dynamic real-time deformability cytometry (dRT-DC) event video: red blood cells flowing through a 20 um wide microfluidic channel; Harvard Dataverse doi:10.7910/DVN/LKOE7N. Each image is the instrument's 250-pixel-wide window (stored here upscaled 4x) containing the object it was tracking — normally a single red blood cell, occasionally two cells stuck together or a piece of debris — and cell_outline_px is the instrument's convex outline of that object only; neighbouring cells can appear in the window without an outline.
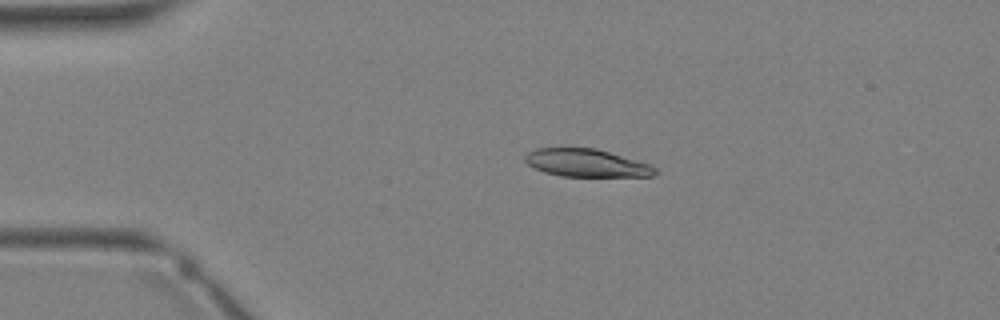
{"species": "Egyptian fruit bat (a non-hibernating species)", "species_latin": "Rousettus aegyptiacus", "temperature_condition": "warm", "stored_images_in_passage": 30, "camera_frame_rate_fps": 3000, "um_per_image_px": 0.085, "animal": {"sex": "female"}, "frame": {"image": 1, "passage_image": 3, "time_ms": 0.667, "image_size_px": [1000, 320], "cell_outline_px": [[660, 172], [656, 176], [560, 176], [544, 172], [528, 164], [524, 160], [524, 156], [528, 152], [536, 148], [596, 148], [648, 164], [656, 168]], "centroid_in_image_um": [49.85, 13.86], "position_along_channel_um": 35.2, "area_um2": 20.92}}
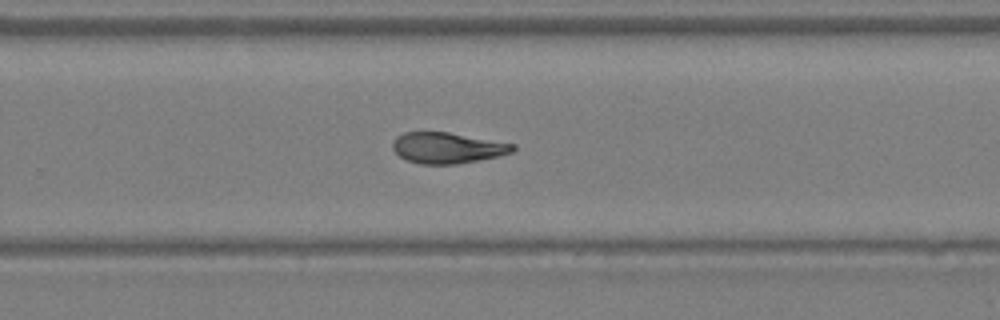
{"frame": {"image": 2, "passage_image": 18, "time_ms": 5.667, "image_size_px": [1000, 320], "cell_outline_px": [[516, 148], [512, 152], [496, 156], [456, 164], [420, 164], [404, 160], [392, 148], [392, 140], [396, 136], [404, 132], [448, 132], [516, 144]], "centroid_in_image_um": [37.98, 12.56], "position_along_channel_um": 291.8, "area_um2": 21.62}}
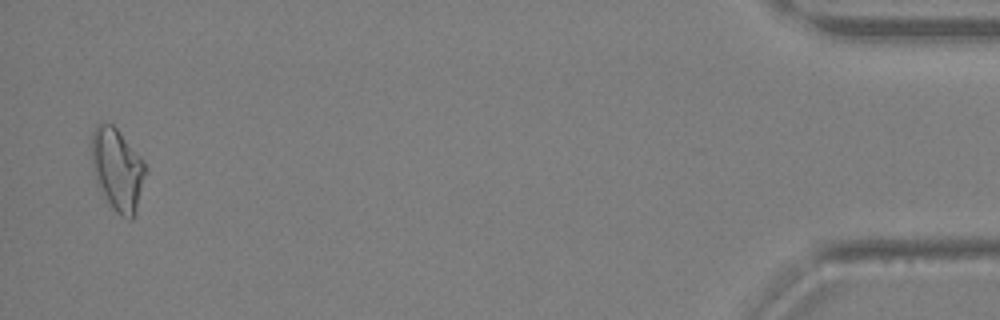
{"frame": {"image": 3, "passage_image": 29, "time_ms": 9.333, "image_size_px": [1000, 320], "cell_outline_px": [[148, 172], [136, 212], [128, 220], [120, 216], [112, 208], [96, 184], [92, 168], [92, 132], [96, 124], [100, 120], [112, 124], [116, 128], [144, 160], [148, 168]], "centroid_in_image_um": [10.0, 14.4], "position_along_channel_um": 425.2, "area_um2": 26.41}}